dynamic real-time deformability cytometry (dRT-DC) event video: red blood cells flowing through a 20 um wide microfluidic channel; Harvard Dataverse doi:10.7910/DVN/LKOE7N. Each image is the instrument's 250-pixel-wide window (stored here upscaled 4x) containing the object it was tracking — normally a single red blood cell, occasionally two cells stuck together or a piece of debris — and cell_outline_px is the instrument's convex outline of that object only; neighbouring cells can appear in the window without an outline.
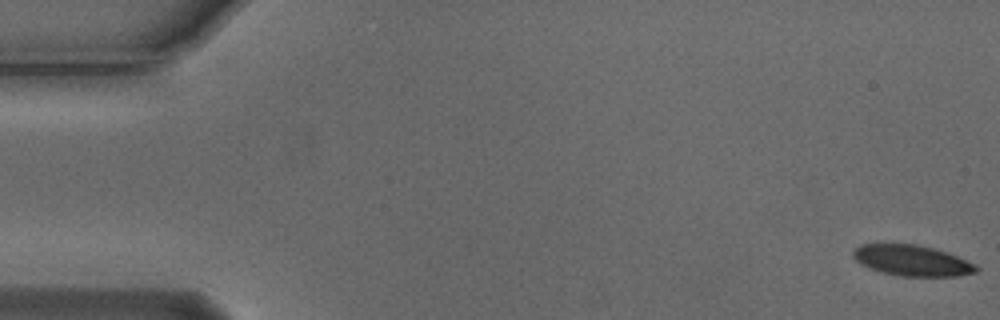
{"species": "Egyptian fruit bat (a non-hibernating species)", "species_latin": "Rousettus aegyptiacus", "temperature_condition": "cold", "stored_images_in_passage": 55, "camera_frame_rate_fps": 3000, "um_per_image_px": 0.085, "animal": {"sex": "male"}, "frame": {"image": 1, "passage_image": 1, "time_ms": 0.0, "image_size_px": [1000, 320], "cell_outline_px": [[980, 268], [976, 272], [956, 276], [900, 276], [880, 272], [868, 268], [860, 264], [852, 256], [852, 252], [860, 244], [916, 244], [948, 252], [976, 264]], "centroid_in_image_um": [77.51, 22.15], "position_along_channel_um": 7.5, "area_um2": 22.2}}
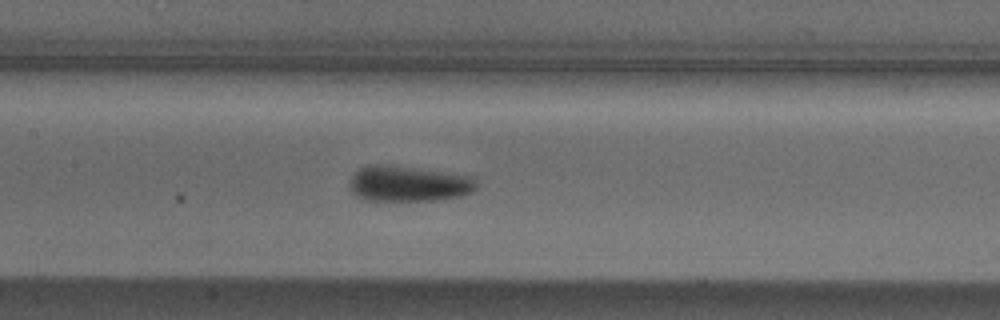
{"frame": {"image": 2, "passage_image": 26, "time_ms": 8.333, "image_size_px": [1000, 320], "cell_outline_px": [[476, 188], [472, 192], [460, 196], [436, 200], [364, 200], [356, 196], [348, 188], [348, 180], [360, 168], [376, 164], [388, 164], [472, 176], [476, 184]], "centroid_in_image_um": [34.67, 15.61], "position_along_channel_um": 172.7, "area_um2": 26.36}}
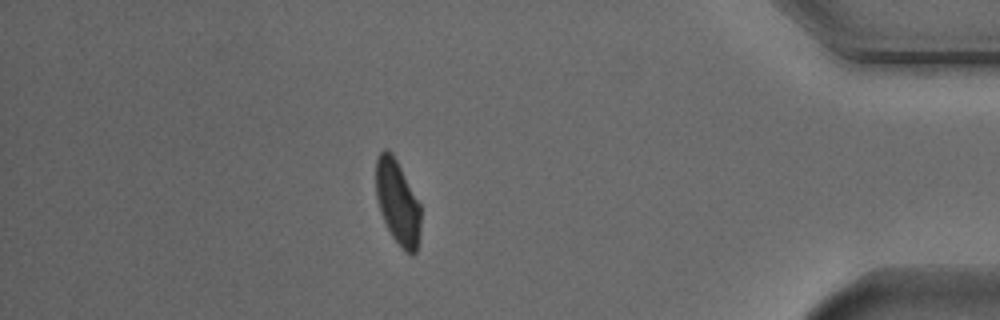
{"frame": {"image": 3, "passage_image": 48, "time_ms": 15.667, "image_size_px": [1000, 320], "cell_outline_px": [[420, 236], [416, 252], [412, 256], [404, 252], [392, 236], [380, 212], [376, 196], [376, 160], [380, 152], [384, 148], [388, 148], [392, 152], [420, 204]], "centroid_in_image_um": [33.79, 17.22], "position_along_channel_um": 401.4, "area_um2": 22.08}, "authors_computed_cell_mechanics": {"area_um2": 23.8714, "velocity_mm_per_s": 3.7193, "shape_relaxation_time_tau1_ms": 2.7574, "shape_relaxation_time_tau2_ms": 5.9367, "deformation_change_tau1": 0.1181, "deformation_change_tau2": 0.0959}}